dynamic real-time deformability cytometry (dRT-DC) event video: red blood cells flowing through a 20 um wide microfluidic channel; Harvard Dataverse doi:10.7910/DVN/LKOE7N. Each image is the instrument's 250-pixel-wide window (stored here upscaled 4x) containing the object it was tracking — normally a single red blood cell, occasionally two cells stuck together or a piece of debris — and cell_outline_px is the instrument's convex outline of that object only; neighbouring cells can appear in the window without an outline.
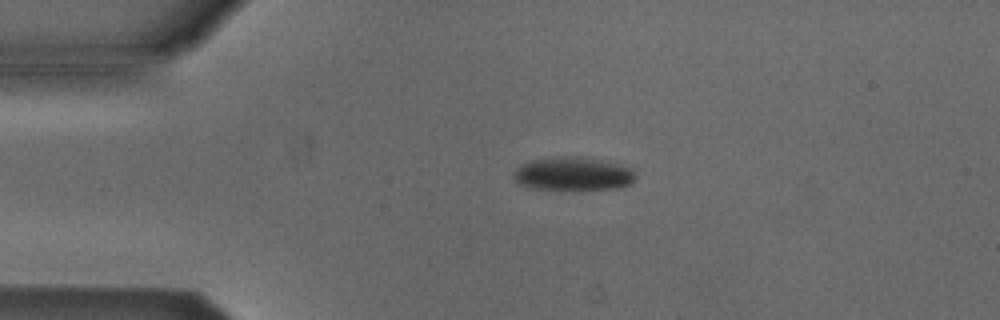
{"species": "Egyptian fruit bat (a non-hibernating species)", "species_latin": "Rousettus aegyptiacus", "temperature_condition": "cold", "stored_images_in_passage": 3, "camera_frame_rate_fps": 3000, "um_per_image_px": 0.085, "animal": {"sex": "male"}, "frame": {"image": 1, "passage_image": 2, "time_ms": 1.0, "image_size_px": [1000, 320], "cell_outline_px": [[636, 176], [628, 184], [620, 188], [528, 188], [516, 184], [512, 176], [516, 168], [520, 164], [532, 160], [560, 156], [576, 156], [600, 160], [620, 164], [632, 168]], "centroid_in_image_um": [48.65, 14.75], "position_along_channel_um": 36.4, "area_um2": 23.47}}